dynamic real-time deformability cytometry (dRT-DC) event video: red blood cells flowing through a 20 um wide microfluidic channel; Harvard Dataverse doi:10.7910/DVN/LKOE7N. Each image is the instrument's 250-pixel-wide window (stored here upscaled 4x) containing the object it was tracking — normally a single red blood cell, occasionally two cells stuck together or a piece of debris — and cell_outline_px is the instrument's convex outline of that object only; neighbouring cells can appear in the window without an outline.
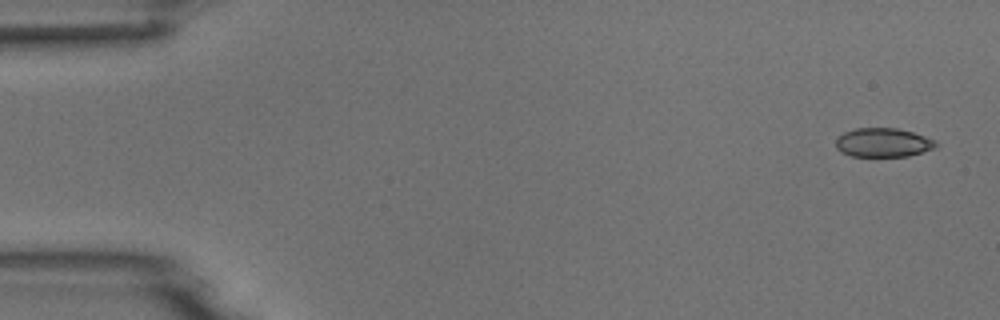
{"species": "common noctule bat (a hibernating species)", "species_latin": "Nyctalus noctula", "temperature_condition": "room temperature", "stored_images_in_passage": 4, "camera_frame_rate_fps": 3000, "um_per_image_px": 0.085, "animal": {"sex": "male", "body_mass_g": 18.8}, "frame": {"image": 1, "passage_image": 1, "time_ms": 0.0, "image_size_px": [1000, 320], "cell_outline_px": [[940, 144], [936, 148], [908, 156], [852, 156], [840, 152], [836, 148], [836, 136], [844, 132], [856, 128], [896, 128], [912, 132], [936, 140]], "centroid_in_image_um": [75.07, 12.12], "position_along_channel_um": 9.9, "area_um2": 17.05}}